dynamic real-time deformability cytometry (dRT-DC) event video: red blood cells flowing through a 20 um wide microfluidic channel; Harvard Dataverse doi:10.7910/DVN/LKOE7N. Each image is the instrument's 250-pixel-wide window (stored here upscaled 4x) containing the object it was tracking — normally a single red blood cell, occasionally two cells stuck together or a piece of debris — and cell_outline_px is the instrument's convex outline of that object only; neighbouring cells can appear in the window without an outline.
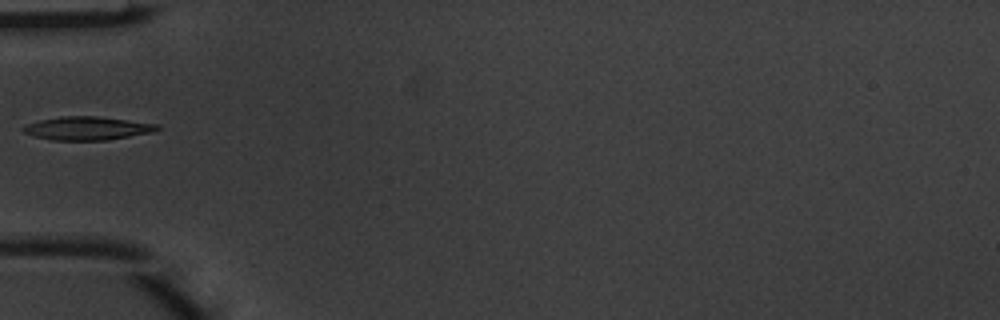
{"species": "common noctule bat (a hibernating species)", "species_latin": "Nyctalus noctula", "temperature_condition": "warm", "stored_images_in_passage": 5, "camera_frame_rate_fps": 3000, "um_per_image_px": 0.085, "animal": {"sex": "male", "body_mass_g": 20.1, "forearm_length_mm": 53.5}, "frame": {"image": 1, "passage_image": 4, "time_ms": 1.0, "image_size_px": [1000, 320], "cell_outline_px": [[160, 128], [156, 132], [108, 140], [48, 140], [24, 132], [20, 128], [24, 124], [40, 120], [64, 116], [96, 116], [156, 124]], "centroid_in_image_um": [7.4, 10.91], "position_along_channel_um": 77.6, "area_um2": 18.26}}
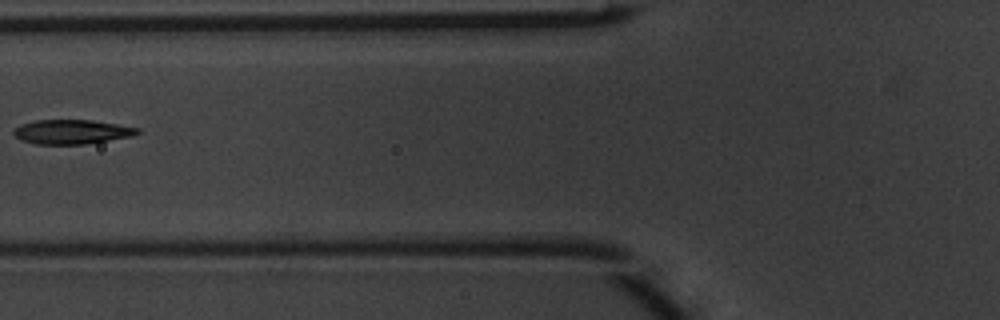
{"frame": {"image": 2, "passage_image": 5, "time_ms": 1.333, "image_size_px": [1000, 320], "cell_outline_px": [[140, 132], [132, 136], [84, 144], [36, 144], [20, 140], [12, 132], [20, 124], [36, 120], [92, 120], [140, 128]], "centroid_in_image_um": [6.08, 11.2], "position_along_channel_um": 119.7, "area_um2": 17.46}}